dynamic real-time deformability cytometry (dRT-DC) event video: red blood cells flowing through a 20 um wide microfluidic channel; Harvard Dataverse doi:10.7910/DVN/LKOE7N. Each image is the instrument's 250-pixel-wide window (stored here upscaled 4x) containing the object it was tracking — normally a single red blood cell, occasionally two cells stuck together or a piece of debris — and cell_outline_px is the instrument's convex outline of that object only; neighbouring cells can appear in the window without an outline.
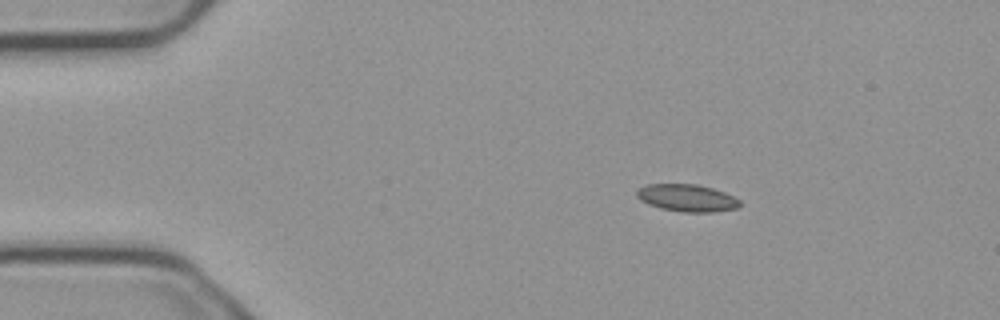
{"species": "common noctule bat (a hibernating species)", "species_latin": "Nyctalus noctula", "temperature_condition": "cold", "stored_images_in_passage": 47, "camera_frame_rate_fps": 3000, "um_per_image_px": 0.085, "animal": {"sex": "male", "body_mass_g": 23.1, "forearm_length_mm": 52.7}, "frame": {"image": 1, "passage_image": 1, "time_ms": 0.0, "image_size_px": [1000, 320], "cell_outline_px": [[740, 204], [736, 208], [712, 212], [684, 212], [660, 208], [648, 204], [640, 200], [636, 196], [636, 192], [640, 188], [648, 184], [696, 184], [712, 188], [724, 192], [740, 200]], "centroid_in_image_um": [58.37, 16.82], "position_along_channel_um": 26.6, "area_um2": 16.24}}
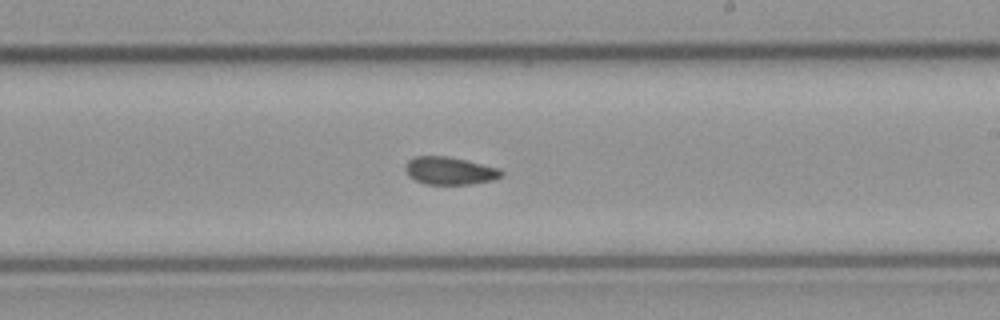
{"frame": {"image": 2, "passage_image": 24, "time_ms": 7.667, "image_size_px": [1000, 320], "cell_outline_px": [[504, 176], [492, 180], [472, 184], [424, 184], [408, 176], [404, 168], [408, 160], [416, 156], [448, 156], [500, 168], [504, 172]], "centroid_in_image_um": [38.24, 14.51], "position_along_channel_um": 250.8, "area_um2": 15.61}}
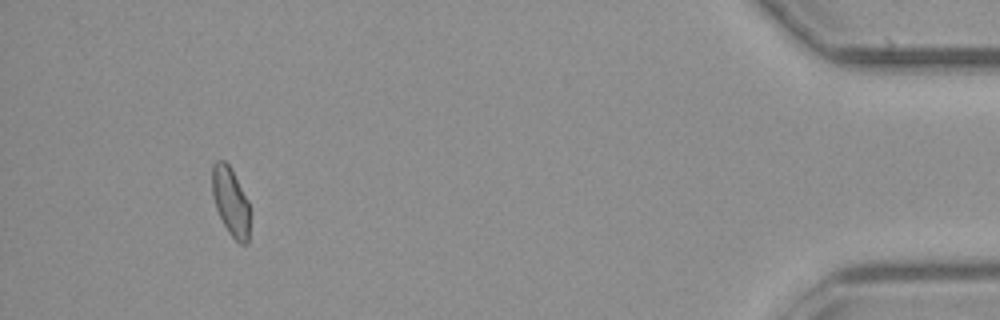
{"frame": {"image": 3, "passage_image": 43, "time_ms": 14.0, "image_size_px": [1000, 320], "cell_outline_px": [[248, 244], [240, 244], [228, 232], [216, 208], [212, 196], [212, 164], [216, 160], [224, 160], [232, 168], [248, 200]], "centroid_in_image_um": [19.58, 17.08], "position_along_channel_um": 415.6, "area_um2": 14.97}, "authors_computed_cell_mechanics": {"area_um2": 15.7216, "velocity_mm_per_s": 3.7403, "shape_relaxation_time_tau1_ms": null, "shape_relaxation_time_tau2_ms": 6.4334, "deformation_change_tau1": null, "deformation_change_tau2": 0.1022}}